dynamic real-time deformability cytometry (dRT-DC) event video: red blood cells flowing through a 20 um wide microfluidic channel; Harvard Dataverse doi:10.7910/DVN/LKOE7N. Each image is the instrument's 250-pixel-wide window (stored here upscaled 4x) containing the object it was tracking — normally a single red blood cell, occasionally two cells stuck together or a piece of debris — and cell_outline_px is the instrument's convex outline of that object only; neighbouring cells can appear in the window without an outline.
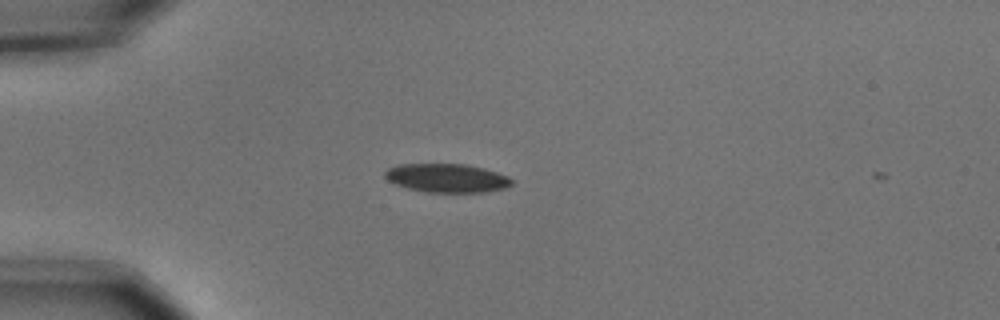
{"species": "common noctule bat (a hibernating species)", "species_latin": "Nyctalus noctula", "temperature_condition": "cold", "stored_images_in_passage": 6, "camera_frame_rate_fps": 3000, "um_per_image_px": 0.085, "animal": {"sex": "male", "body_mass_g": 15.6}, "frame": {"image": 1, "passage_image": 3, "time_ms": 0.667, "image_size_px": [1000, 320], "cell_outline_px": [[512, 184], [504, 188], [484, 192], [428, 192], [408, 188], [396, 184], [388, 180], [384, 176], [384, 172], [388, 168], [396, 164], [464, 164], [484, 168], [508, 176], [512, 180]], "centroid_in_image_um": [37.96, 15.12], "position_along_channel_um": 47.0, "area_um2": 21.1}}